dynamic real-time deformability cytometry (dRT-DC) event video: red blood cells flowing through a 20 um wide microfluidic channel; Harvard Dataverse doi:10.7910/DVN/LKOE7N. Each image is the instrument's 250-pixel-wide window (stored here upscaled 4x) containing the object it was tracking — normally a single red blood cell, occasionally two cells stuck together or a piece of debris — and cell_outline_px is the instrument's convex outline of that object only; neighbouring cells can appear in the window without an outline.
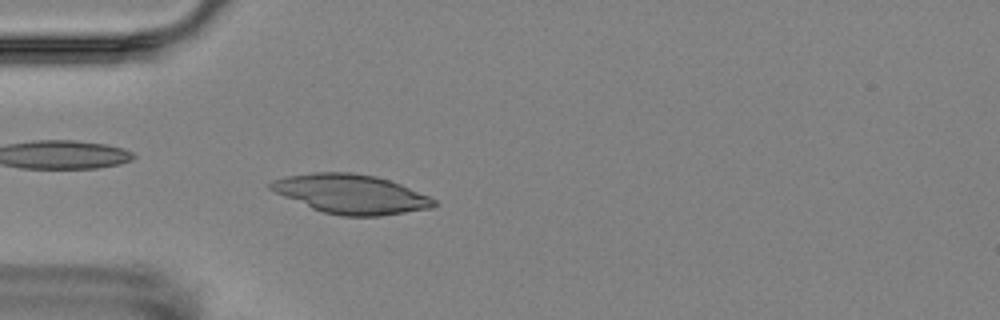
{"species": "Egyptian fruit bat (a non-hibernating species)", "species_latin": "Rousettus aegyptiacus", "temperature_condition": "room temperature", "stored_images_in_passage": 5, "camera_frame_rate_fps": 3000, "um_per_image_px": 0.085, "animal": {"sex": "female"}, "frame": {"image": 1, "passage_image": 5, "time_ms": 5.333, "image_size_px": [1000, 320], "cell_outline_px": [[436, 204], [432, 208], [380, 216], [340, 216], [324, 212], [312, 208], [284, 196], [268, 188], [268, 184], [272, 180], [284, 176], [312, 172], [352, 172], [376, 176], [400, 184], [428, 196], [436, 200]], "centroid_in_image_um": [29.81, 16.48], "position_along_channel_um": 55.2, "area_um2": 37.17}}